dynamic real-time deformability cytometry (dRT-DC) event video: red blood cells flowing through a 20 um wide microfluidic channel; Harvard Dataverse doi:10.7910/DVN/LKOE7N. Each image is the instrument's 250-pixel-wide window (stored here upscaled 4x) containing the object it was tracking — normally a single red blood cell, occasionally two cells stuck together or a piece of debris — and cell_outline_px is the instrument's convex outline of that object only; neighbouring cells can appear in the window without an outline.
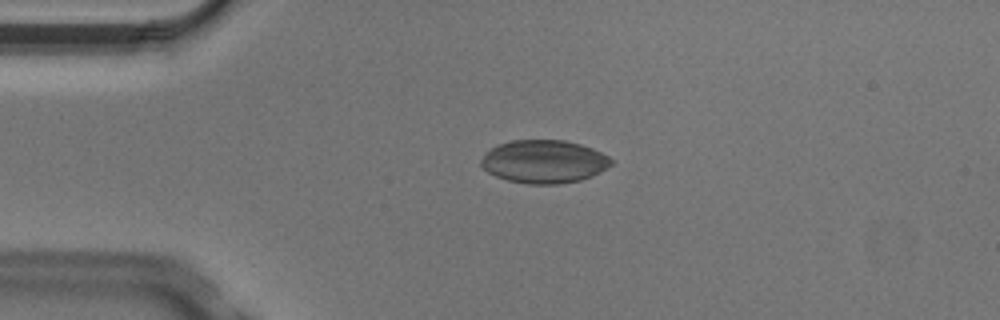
{"species": "Egyptian fruit bat (a non-hibernating species)", "species_latin": "Rousettus aegyptiacus", "temperature_condition": "cold", "stored_images_in_passage": 5, "camera_frame_rate_fps": 3000, "um_per_image_px": 0.085, "animal": {"sex": "male"}, "frame": {"image": 1, "passage_image": 3, "time_ms": 0.667, "image_size_px": [1000, 320], "cell_outline_px": [[612, 164], [600, 172], [592, 176], [580, 180], [556, 184], [528, 184], [508, 180], [496, 176], [488, 172], [480, 164], [480, 160], [492, 148], [500, 144], [512, 140], [564, 140], [580, 144], [592, 148], [608, 156], [612, 160]], "centroid_in_image_um": [46.25, 13.74], "position_along_channel_um": 38.7, "area_um2": 32.43}}